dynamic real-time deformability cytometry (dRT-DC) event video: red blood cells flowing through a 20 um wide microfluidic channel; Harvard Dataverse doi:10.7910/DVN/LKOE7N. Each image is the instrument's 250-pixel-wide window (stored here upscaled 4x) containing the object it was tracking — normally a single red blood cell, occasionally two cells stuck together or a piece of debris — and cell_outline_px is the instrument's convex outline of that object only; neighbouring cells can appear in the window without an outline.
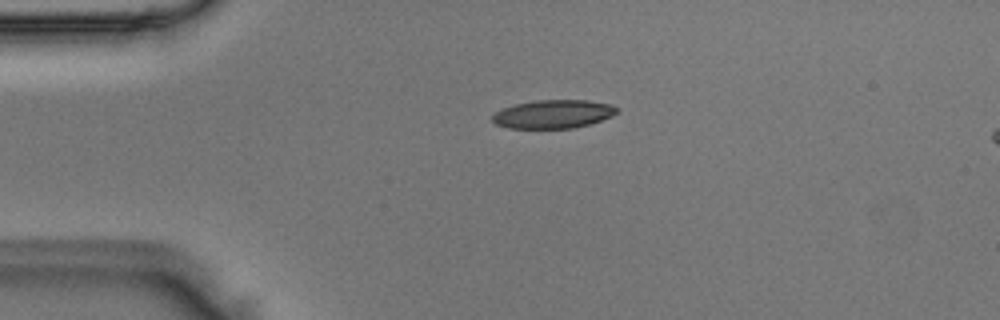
{"species": "Egyptian fruit bat (a non-hibernating species)", "species_latin": "Rousettus aegyptiacus", "temperature_condition": "room temperature", "stored_images_in_passage": 39, "camera_frame_rate_fps": 3000, "um_per_image_px": 0.085, "animal": {"sex": "male"}, "frame": {"image": 1, "passage_image": 1, "time_ms": 0.0, "image_size_px": [1000, 320], "cell_outline_px": [[616, 112], [612, 116], [588, 124], [572, 128], [508, 128], [496, 124], [492, 120], [492, 116], [496, 112], [504, 108], [516, 104], [536, 100], [588, 100], [612, 104], [616, 108]], "centroid_in_image_um": [47.02, 9.69], "position_along_channel_um": 38.0, "area_um2": 20.4}}
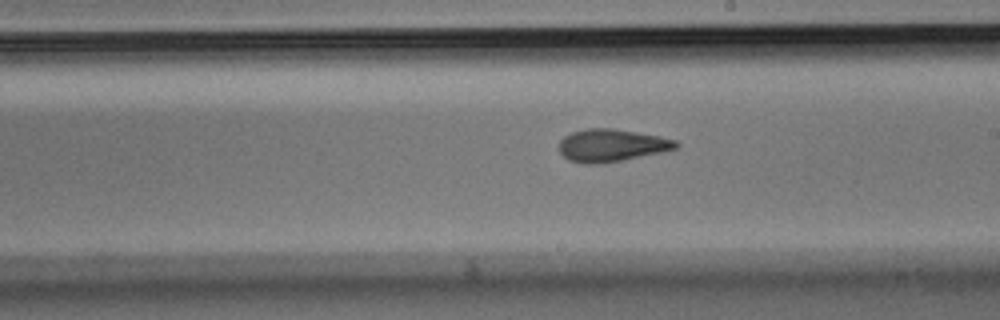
{"frame": {"image": 2, "passage_image": 18, "time_ms": 5.667, "image_size_px": [1000, 320], "cell_outline_px": [[680, 144], [676, 148], [660, 152], [620, 160], [596, 164], [588, 164], [568, 160], [560, 152], [560, 140], [564, 136], [572, 132], [588, 128], [612, 128], [660, 136], [676, 140]], "centroid_in_image_um": [51.97, 12.34], "position_along_channel_um": 237.0, "area_um2": 21.85}}
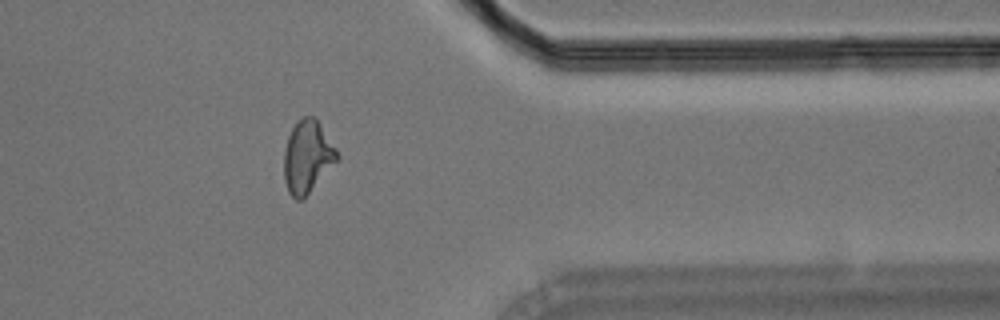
{"frame": {"image": 3, "passage_image": 30, "time_ms": 9.667, "image_size_px": [1000, 320], "cell_outline_px": [[340, 156], [304, 200], [296, 200], [288, 192], [284, 180], [284, 148], [288, 136], [296, 120], [304, 116], [316, 116], [336, 148]], "centroid_in_image_um": [26.12, 13.31], "position_along_channel_um": 385.3, "area_um2": 22.72}}